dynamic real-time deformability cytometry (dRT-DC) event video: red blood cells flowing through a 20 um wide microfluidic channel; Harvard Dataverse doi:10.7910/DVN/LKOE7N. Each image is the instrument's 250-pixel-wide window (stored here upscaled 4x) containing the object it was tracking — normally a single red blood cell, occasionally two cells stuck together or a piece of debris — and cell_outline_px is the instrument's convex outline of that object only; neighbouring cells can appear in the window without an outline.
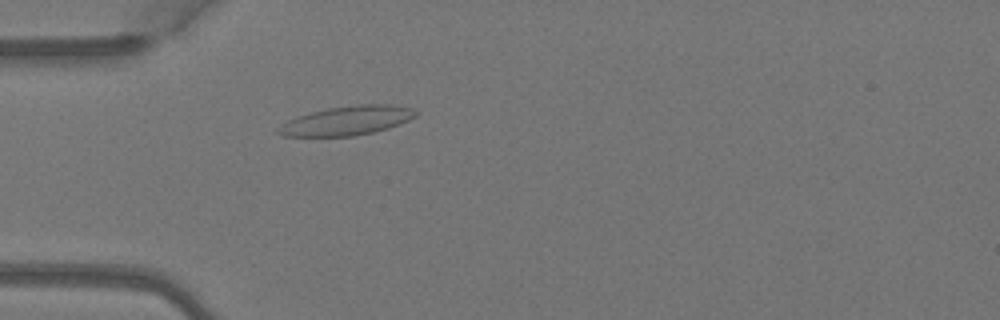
{"species": "Egyptian fruit bat (a non-hibernating species)", "species_latin": "Rousettus aegyptiacus", "temperature_condition": "warm", "stored_images_in_passage": 5, "camera_frame_rate_fps": 3000, "um_per_image_px": 0.085, "animal": {"sex": "female"}, "frame": {"image": 1, "passage_image": 5, "time_ms": 1.333, "image_size_px": [1000, 320], "cell_outline_px": [[416, 116], [408, 120], [388, 128], [356, 136], [284, 136], [276, 132], [276, 128], [288, 120], [296, 116], [328, 108], [360, 104], [392, 104], [412, 108], [416, 112]], "centroid_in_image_um": [29.47, 10.25], "position_along_channel_um": 55.5, "area_um2": 23.24}}